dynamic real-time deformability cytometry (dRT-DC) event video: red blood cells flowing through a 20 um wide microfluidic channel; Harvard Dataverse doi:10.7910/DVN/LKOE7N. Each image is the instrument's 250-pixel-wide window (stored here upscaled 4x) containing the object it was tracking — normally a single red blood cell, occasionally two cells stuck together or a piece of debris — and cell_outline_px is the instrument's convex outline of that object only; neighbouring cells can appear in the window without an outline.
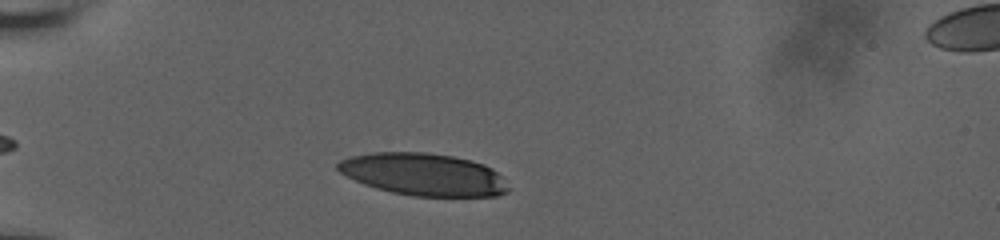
{"species": "human", "species_latin": "Homo sapiens", "temperature_condition": "room temperature", "stored_images_in_passage": 36, "camera_frame_rate_fps": 3000, "um_per_image_px": 0.085, "donor": {"sex": "male"}, "frame": {"image": 1, "passage_image": 1, "time_ms": 0.0, "image_size_px": [1000, 240], "cell_outline_px": [[508, 192], [496, 196], [412, 196], [392, 192], [376, 188], [364, 184], [340, 172], [336, 168], [336, 164], [340, 160], [352, 156], [372, 152], [424, 152], [452, 156], [472, 160], [484, 164], [492, 168], [500, 176], [508, 188]], "centroid_in_image_um": [35.99, 14.82], "position_along_channel_um": 49.0, "area_um2": 41.85}}
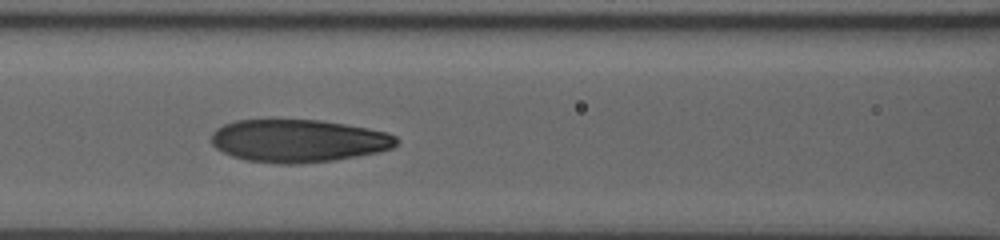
{"frame": {"image": 2, "passage_image": 26, "time_ms": 3.333, "image_size_px": [1000, 240], "cell_outline_px": [[400, 140], [392, 148], [380, 152], [332, 160], [300, 164], [276, 164], [248, 160], [232, 156], [216, 148], [212, 144], [212, 132], [216, 128], [224, 124], [236, 120], [320, 120], [368, 128], [388, 132], [396, 136]], "centroid_in_image_um": [25.37, 11.97], "position_along_channel_um": 141.2, "area_um2": 46.18}}
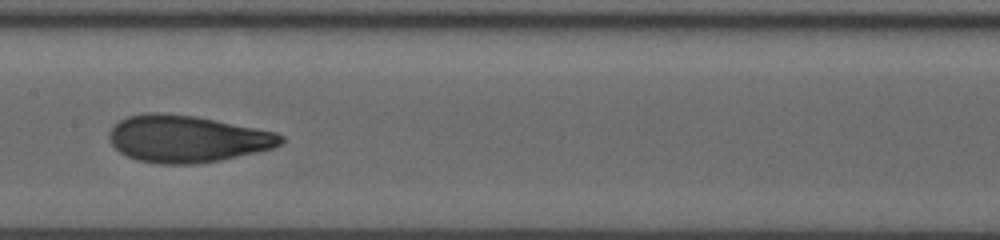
{"frame": {"image": 3, "passage_image": 35, "time_ms": 4.667, "image_size_px": [1000, 240], "cell_outline_px": [[284, 140], [276, 148], [220, 160], [200, 164], [160, 164], [136, 160], [120, 152], [108, 140], [108, 132], [120, 120], [128, 116], [144, 112], [164, 112], [196, 116], [276, 132], [284, 136]], "centroid_in_image_um": [15.9, 11.8], "position_along_channel_um": 191.5, "area_um2": 47.34}}